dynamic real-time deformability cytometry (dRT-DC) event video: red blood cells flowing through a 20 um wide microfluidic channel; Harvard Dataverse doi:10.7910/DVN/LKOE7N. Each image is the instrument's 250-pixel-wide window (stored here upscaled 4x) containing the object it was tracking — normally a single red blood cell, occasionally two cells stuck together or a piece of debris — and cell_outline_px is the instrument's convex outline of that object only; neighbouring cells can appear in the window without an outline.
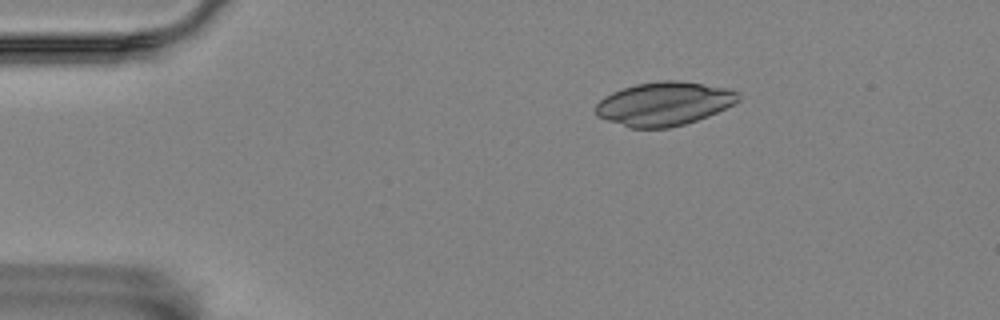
{"species": "Egyptian fruit bat (a non-hibernating species)", "species_latin": "Rousettus aegyptiacus", "temperature_condition": "room temperature", "stored_images_in_passage": 3, "camera_frame_rate_fps": 3000, "um_per_image_px": 0.085, "animal": {"sex": "female"}, "frame": {"image": 1, "passage_image": 1, "time_ms": 0.0, "image_size_px": [1000, 320], "cell_outline_px": [[740, 100], [708, 116], [684, 124], [668, 128], [632, 128], [608, 120], [600, 116], [596, 112], [596, 104], [604, 96], [612, 92], [636, 84], [660, 80], [676, 80], [724, 88], [740, 92]], "centroid_in_image_um": [56.44, 8.81], "position_along_channel_um": 28.6, "area_um2": 35.78}}